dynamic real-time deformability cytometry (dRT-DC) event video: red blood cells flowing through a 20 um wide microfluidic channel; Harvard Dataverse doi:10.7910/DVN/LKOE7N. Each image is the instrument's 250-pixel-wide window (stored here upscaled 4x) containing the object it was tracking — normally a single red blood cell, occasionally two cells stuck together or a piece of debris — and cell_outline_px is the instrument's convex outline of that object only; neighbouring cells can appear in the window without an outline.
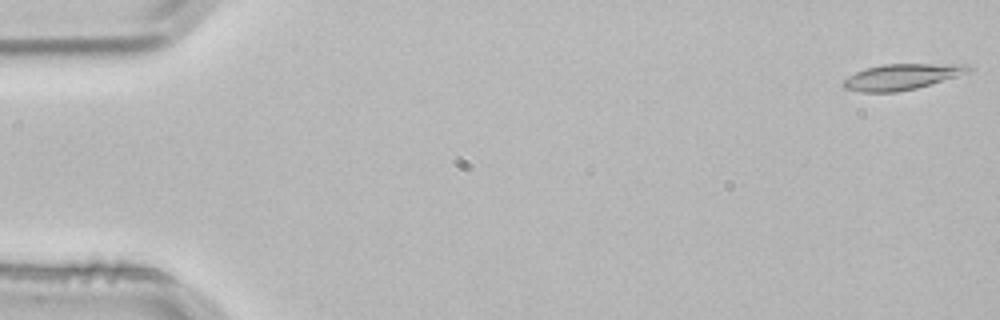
{"species": "common noctule bat (a hibernating species)", "species_latin": "Nyctalus noctula", "temperature_condition": "room temperature", "stored_images_in_passage": 4, "camera_frame_rate_fps": 3000, "um_per_image_px": 0.085, "animal": {"sex": "male", "body_mass_g": 21.5, "forearm_length_mm": 52.0}, "frame": {"image": 1, "passage_image": 1, "time_ms": 0.0, "image_size_px": [1000, 320], "cell_outline_px": [[972, 68], [968, 72], [956, 76], [916, 88], [896, 92], [860, 92], [844, 88], [840, 84], [848, 76], [864, 68], [884, 64], [968, 64]], "centroid_in_image_um": [76.59, 6.52], "position_along_channel_um": 8.4, "area_um2": 18.73}}
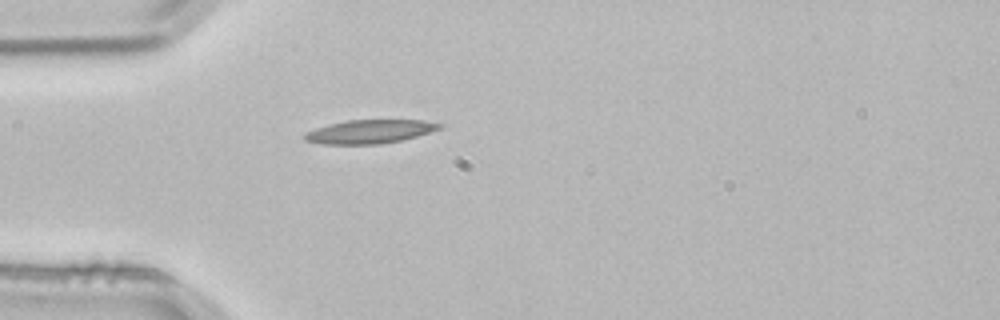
{"frame": {"image": 2, "passage_image": 4, "time_ms": 1.0, "image_size_px": [1000, 320], "cell_outline_px": [[444, 128], [416, 136], [400, 140], [380, 144], [320, 144], [304, 140], [304, 132], [328, 124], [348, 120], [424, 120], [444, 124]], "centroid_in_image_um": [31.43, 11.18], "position_along_channel_um": 53.6, "area_um2": 18.67}}